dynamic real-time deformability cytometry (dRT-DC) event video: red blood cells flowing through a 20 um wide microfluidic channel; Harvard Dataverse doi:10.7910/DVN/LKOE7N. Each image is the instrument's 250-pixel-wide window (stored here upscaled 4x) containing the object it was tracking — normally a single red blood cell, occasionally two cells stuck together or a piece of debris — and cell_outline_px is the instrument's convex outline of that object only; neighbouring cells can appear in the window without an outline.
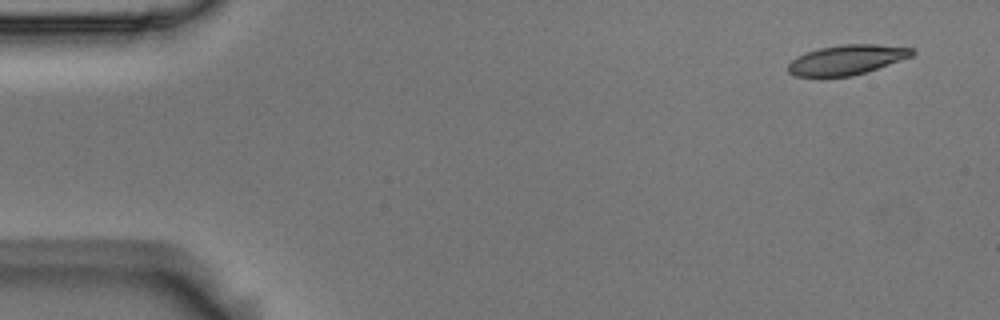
{"species": "Egyptian fruit bat (a non-hibernating species)", "species_latin": "Rousettus aegyptiacus", "temperature_condition": "room temperature", "stored_images_in_passage": 5, "camera_frame_rate_fps": 3000, "um_per_image_px": 0.085, "animal": {"sex": "male"}, "frame": {"image": 1, "passage_image": 1, "time_ms": 0.0, "image_size_px": [1000, 320], "cell_outline_px": [[916, 52], [912, 56], [852, 76], [796, 76], [788, 72], [788, 64], [796, 56], [820, 48], [844, 44], [876, 44], [912, 48]], "centroid_in_image_um": [71.96, 5.07], "position_along_channel_um": 13.0, "area_um2": 21.15}}
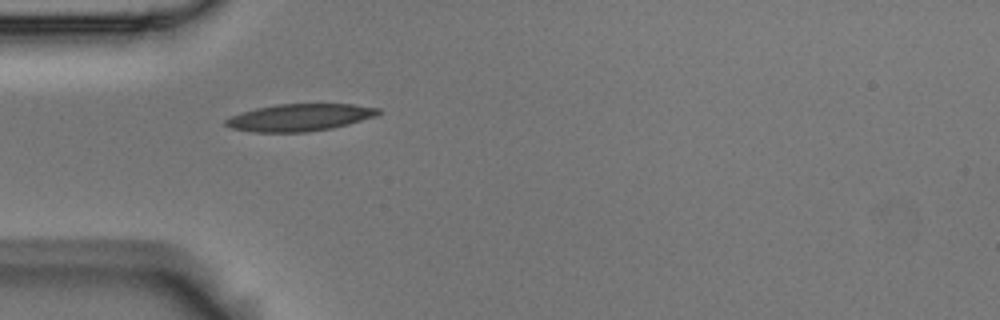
{"frame": {"image": 2, "passage_image": 4, "time_ms": 1.0, "image_size_px": [1000, 320], "cell_outline_px": [[380, 112], [372, 116], [348, 124], [332, 128], [308, 132], [252, 132], [232, 128], [224, 124], [224, 120], [232, 116], [256, 108], [276, 104], [352, 104], [380, 108]], "centroid_in_image_um": [25.44, 9.98], "position_along_channel_um": 59.6, "area_um2": 23.87}}
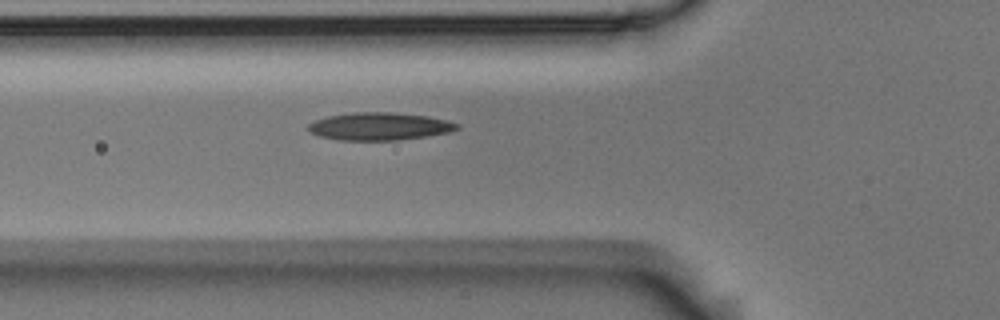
{"frame": {"image": 3, "passage_image": 5, "time_ms": 1.333, "image_size_px": [1000, 320], "cell_outline_px": [[460, 128], [448, 132], [428, 136], [400, 140], [340, 140], [320, 136], [312, 132], [308, 128], [308, 124], [316, 120], [328, 116], [352, 112], [392, 112], [428, 116], [448, 120], [460, 124]], "centroid_in_image_um": [32.3, 10.73], "position_along_channel_um": 93.5, "area_um2": 23.99}}